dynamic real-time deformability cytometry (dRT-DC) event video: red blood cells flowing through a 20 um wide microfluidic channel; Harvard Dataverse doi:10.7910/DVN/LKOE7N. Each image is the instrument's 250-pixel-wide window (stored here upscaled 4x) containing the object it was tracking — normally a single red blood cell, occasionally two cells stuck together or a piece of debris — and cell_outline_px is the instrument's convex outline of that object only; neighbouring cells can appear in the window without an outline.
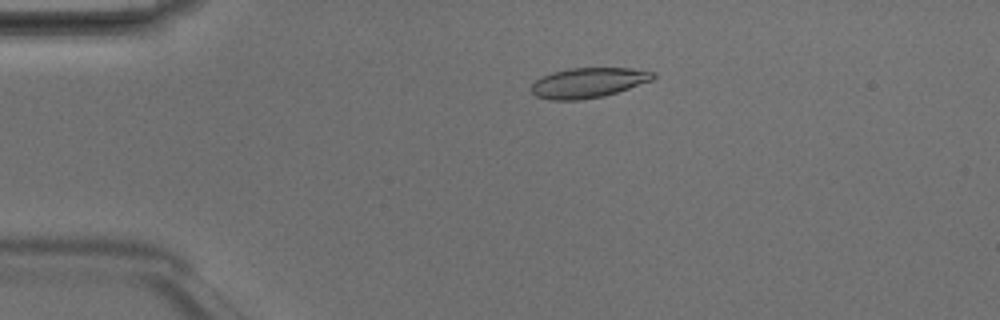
{"species": "Egyptian fruit bat (a non-hibernating species)", "species_latin": "Rousettus aegyptiacus", "temperature_condition": "room temperature", "stored_images_in_passage": 49, "camera_frame_rate_fps": 3000, "um_per_image_px": 0.085, "animal": {"sex": "male"}, "frame": {"image": 1, "passage_image": 10, "time_ms": 3.0, "image_size_px": [1000, 320], "cell_outline_px": [[656, 76], [652, 80], [604, 96], [580, 100], [548, 100], [536, 96], [532, 92], [532, 84], [536, 80], [552, 72], [568, 68], [632, 68], [656, 72]], "centroid_in_image_um": [50.01, 7.03], "position_along_channel_um": 35.0, "area_um2": 21.27}}
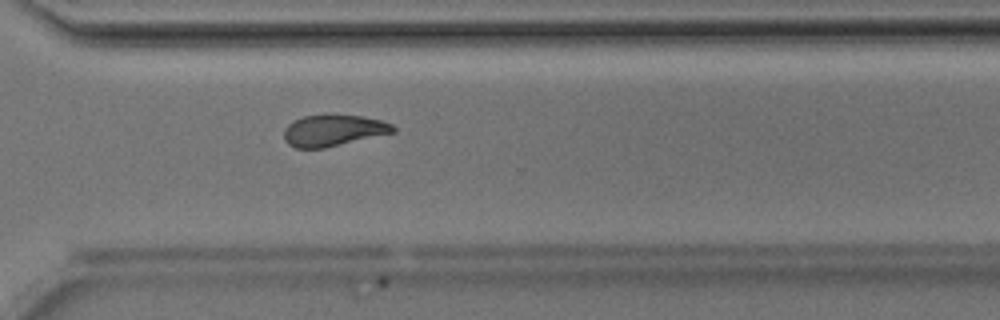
{"frame": {"image": 2, "passage_image": 35, "time_ms": 11.333, "image_size_px": [1000, 320], "cell_outline_px": [[396, 132], [324, 148], [296, 148], [288, 144], [284, 140], [284, 128], [292, 120], [304, 116], [360, 116], [380, 120], [392, 124], [396, 128]], "centroid_in_image_um": [28.32, 11.11], "position_along_channel_um": 342.3, "area_um2": 19.71}}
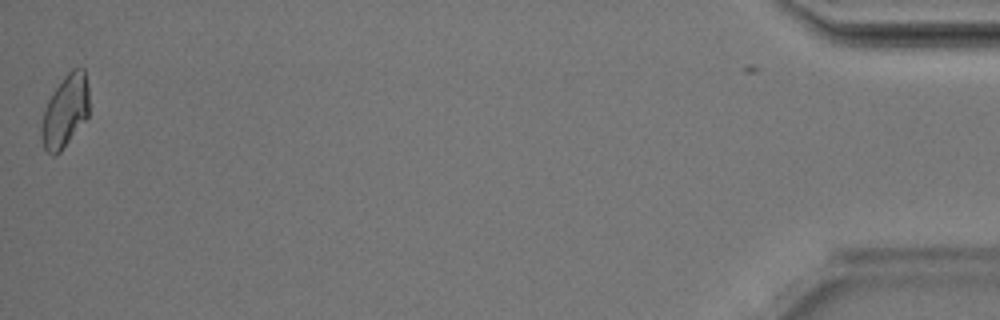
{"frame": {"image": 3, "passage_image": 48, "time_ms": 15.667, "image_size_px": [1000, 320], "cell_outline_px": [[88, 116], [60, 152], [56, 156], [52, 156], [44, 148], [40, 136], [40, 128], [44, 108], [48, 100], [64, 76], [72, 68], [84, 68], [88, 84]], "centroid_in_image_um": [5.52, 9.46], "position_along_channel_um": 429.7, "area_um2": 20.11}, "authors_computed_cell_mechanics": {"area_um2": 20.9814, "velocity_mm_per_s": 4.197, "shape_relaxation_time_tau1_ms": 3.7811, "shape_relaxation_time_tau2_ms": 2.6584, "deformation_change_tau1": 0.1121, "deformation_change_tau2": 0.0737}}